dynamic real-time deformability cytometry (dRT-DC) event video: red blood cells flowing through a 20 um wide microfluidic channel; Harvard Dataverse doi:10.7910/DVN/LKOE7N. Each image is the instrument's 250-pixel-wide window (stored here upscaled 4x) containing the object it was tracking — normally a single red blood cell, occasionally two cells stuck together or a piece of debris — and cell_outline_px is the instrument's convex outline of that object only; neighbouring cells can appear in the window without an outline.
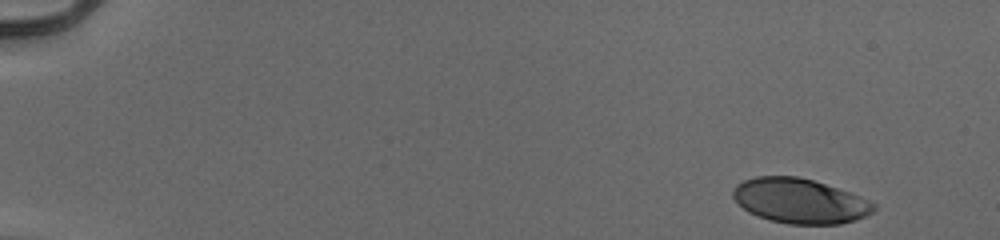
{"species": "human", "species_latin": "Homo sapiens", "temperature_condition": "cold", "stored_images_in_passage": 45, "camera_frame_rate_fps": 3000, "um_per_image_px": 0.085, "donor": {"sex": "male"}, "frame": {"image": 1, "passage_image": 1, "time_ms": 0.0, "image_size_px": [1000, 240], "cell_outline_px": [[876, 208], [872, 212], [856, 220], [840, 224], [788, 224], [768, 220], [748, 212], [732, 196], [732, 192], [736, 184], [744, 180], [756, 176], [796, 176], [812, 180], [860, 196], [876, 204]], "centroid_in_image_um": [67.97, 17.08], "position_along_channel_um": 17.0, "area_um2": 36.59}}
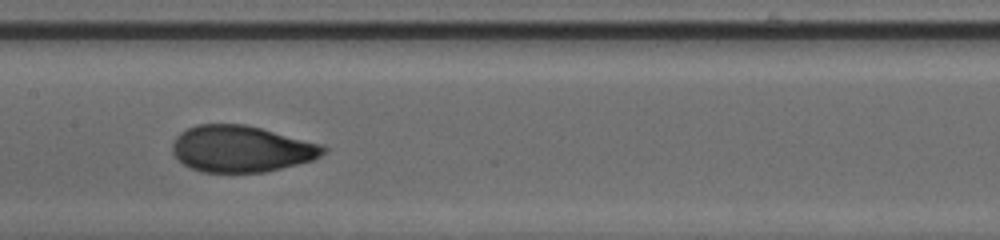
{"frame": {"image": 2, "passage_image": 26, "time_ms": 8.333, "image_size_px": [1000, 240], "cell_outline_px": [[328, 148], [320, 156], [312, 160], [264, 172], [200, 172], [184, 164], [172, 152], [172, 144], [176, 136], [180, 132], [196, 124], [244, 124], [324, 144]], "centroid_in_image_um": [20.51, 12.64], "position_along_channel_um": 186.9, "area_um2": 40.75}}
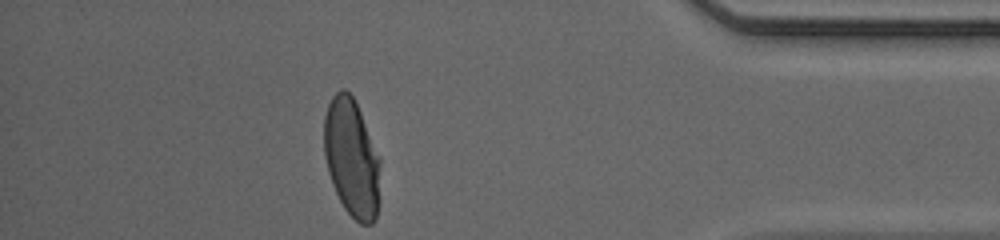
{"frame": {"image": 3, "passage_image": 45, "time_ms": 14.667, "image_size_px": [1000, 240], "cell_outline_px": [[380, 200], [376, 220], [372, 224], [360, 224], [344, 208], [332, 184], [328, 172], [324, 152], [324, 116], [328, 104], [332, 96], [340, 88], [344, 88], [352, 96], [360, 112], [380, 156]], "centroid_in_image_um": [29.91, 13.45], "position_along_channel_um": 405.3, "area_um2": 39.07}, "authors_computed_cell_mechanics": {"area_um2": 39.9398, "velocity_mm_per_s": 3.9511, "shape_relaxation_time_tau1_ms": 5.1835, "shape_relaxation_time_tau2_ms": null, "deformation_change_tau1": 0.2202, "deformation_change_tau2": null}}